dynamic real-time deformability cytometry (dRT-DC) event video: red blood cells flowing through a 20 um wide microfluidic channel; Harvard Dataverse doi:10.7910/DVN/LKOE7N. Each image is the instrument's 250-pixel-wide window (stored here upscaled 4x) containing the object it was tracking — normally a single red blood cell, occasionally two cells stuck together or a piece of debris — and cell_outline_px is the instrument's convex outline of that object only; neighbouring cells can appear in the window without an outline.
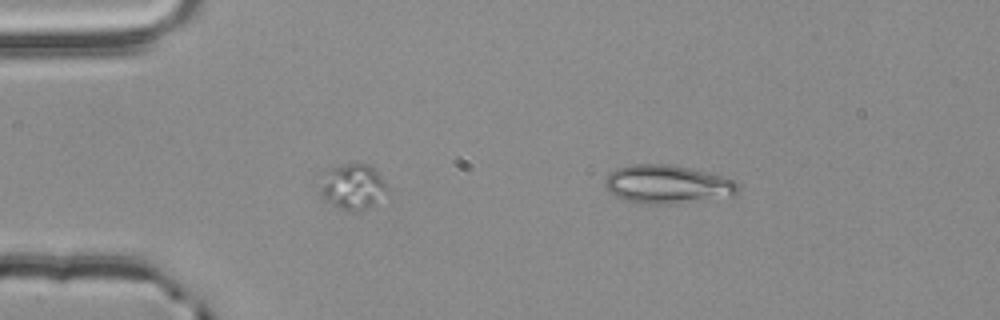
{"species": "common noctule bat (a hibernating species)", "species_latin": "Nyctalus noctula", "temperature_condition": "room temperature", "stored_images_in_passage": 41, "camera_frame_rate_fps": 3000, "um_per_image_px": 0.085, "animal": {"sex": "male", "body_mass_g": 20.4}, "frame": {"image": 1, "passage_image": 1, "time_ms": 0.0, "image_size_px": [1000, 320], "cell_outline_px": [[740, 192], [732, 196], [672, 204], [640, 204], [616, 196], [608, 192], [604, 188], [604, 180], [616, 168], [632, 164], [672, 164], [724, 176], [732, 180], [740, 188]], "centroid_in_image_um": [56.71, 15.67], "position_along_channel_um": 28.3, "area_um2": 30.0}}
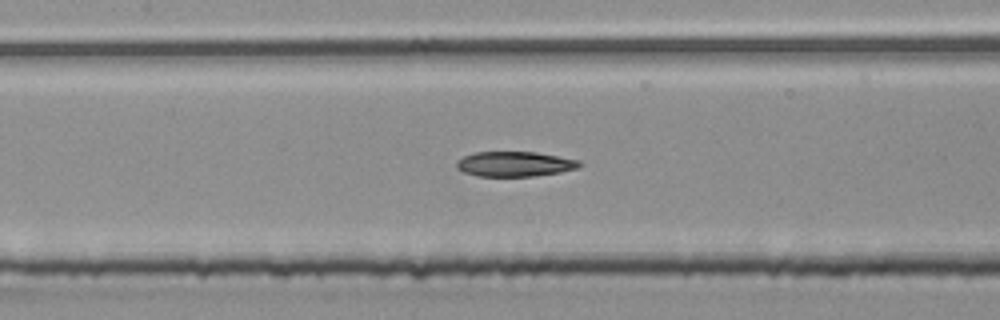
{"frame": {"image": 2, "passage_image": 17, "time_ms": 5.333, "image_size_px": [1000, 320], "cell_outline_px": [[584, 164], [580, 168], [560, 172], [536, 176], [476, 176], [464, 172], [456, 168], [456, 160], [464, 156], [476, 152], [536, 152], [580, 160]], "centroid_in_image_um": [43.78, 13.94], "position_along_channel_um": 163.6, "area_um2": 18.09}}
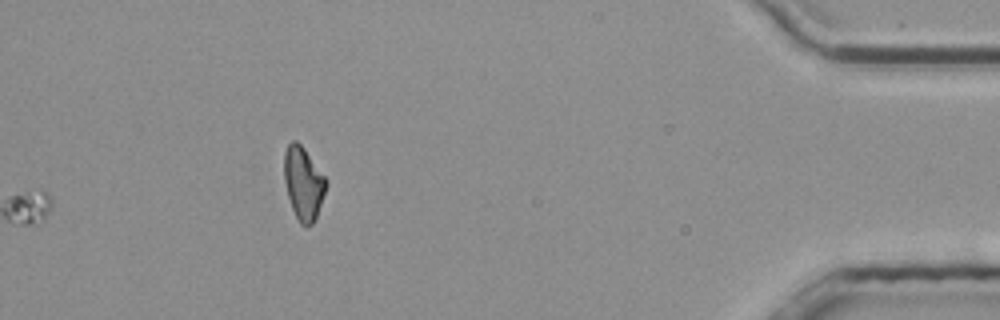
{"frame": {"image": 3, "passage_image": 41, "time_ms": 13.333, "image_size_px": [1000, 320], "cell_outline_px": [[328, 184], [316, 216], [312, 224], [308, 228], [304, 228], [300, 224], [292, 208], [288, 196], [284, 180], [284, 152], [288, 144], [292, 140], [296, 140], [304, 148], [328, 180]], "centroid_in_image_um": [25.79, 15.58], "position_along_channel_um": 409.4, "area_um2": 17.92}}